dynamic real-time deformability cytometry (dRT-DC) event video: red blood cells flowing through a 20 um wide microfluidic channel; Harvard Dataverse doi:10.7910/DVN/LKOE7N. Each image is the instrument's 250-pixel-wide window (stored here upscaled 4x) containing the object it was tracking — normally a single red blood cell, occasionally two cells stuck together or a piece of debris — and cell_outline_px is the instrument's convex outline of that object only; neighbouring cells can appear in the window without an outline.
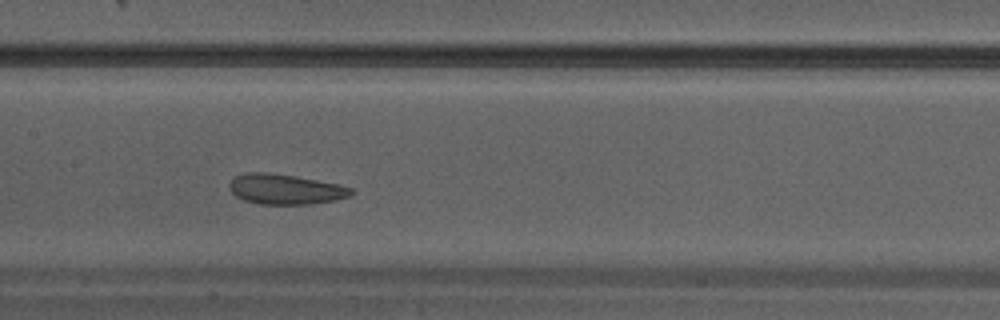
{"species": "Egyptian fruit bat (a non-hibernating species)", "species_latin": "Rousettus aegyptiacus", "temperature_condition": "warm", "stored_images_in_passage": 28, "camera_frame_rate_fps": 3000, "um_per_image_px": 0.085, "animal": {"sex": "male"}, "frame": {"image": 1, "passage_image": 9, "time_ms": 2.667, "image_size_px": [1000, 320], "cell_outline_px": [[356, 192], [348, 196], [332, 200], [308, 204], [260, 204], [244, 200], [236, 196], [228, 188], [228, 184], [236, 176], [244, 172], [268, 172], [296, 176], [340, 184], [352, 188]], "centroid_in_image_um": [24.24, 16.07], "position_along_channel_um": 183.2, "area_um2": 21.44}}